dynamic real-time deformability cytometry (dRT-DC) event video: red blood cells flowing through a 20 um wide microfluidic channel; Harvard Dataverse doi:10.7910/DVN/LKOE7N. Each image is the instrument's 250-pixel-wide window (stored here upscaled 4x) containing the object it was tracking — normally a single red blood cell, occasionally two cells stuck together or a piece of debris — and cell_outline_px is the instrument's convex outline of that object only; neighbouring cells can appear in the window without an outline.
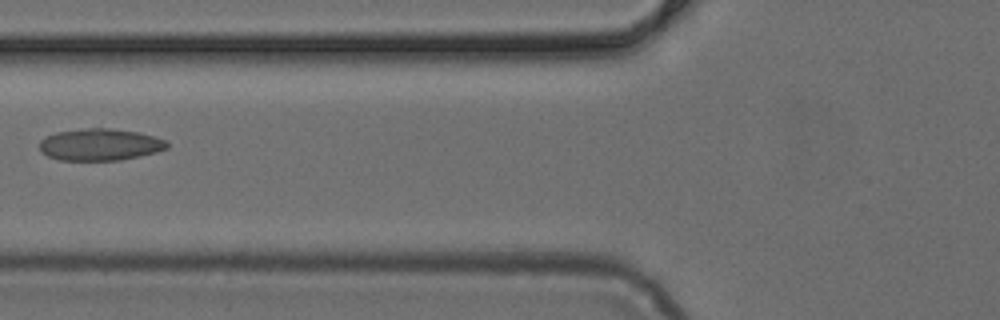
{"species": "common noctule bat (a hibernating species)", "species_latin": "Nyctalus noctula", "temperature_condition": "cold", "stored_images_in_passage": 6, "camera_frame_rate_fps": 3000, "um_per_image_px": 0.085, "animal": {"sex": "female", "body_mass_g": 24.6, "forearm_length_mm": 56.2}, "frame": {"image": 1, "passage_image": 5, "time_ms": 1.333, "image_size_px": [1000, 320], "cell_outline_px": [[168, 148], [156, 152], [140, 156], [120, 160], [60, 160], [48, 156], [40, 152], [40, 140], [56, 132], [88, 128], [112, 128], [140, 132], [164, 140], [168, 144]], "centroid_in_image_um": [8.5, 12.29], "position_along_channel_um": 117.3, "area_um2": 23.64}}
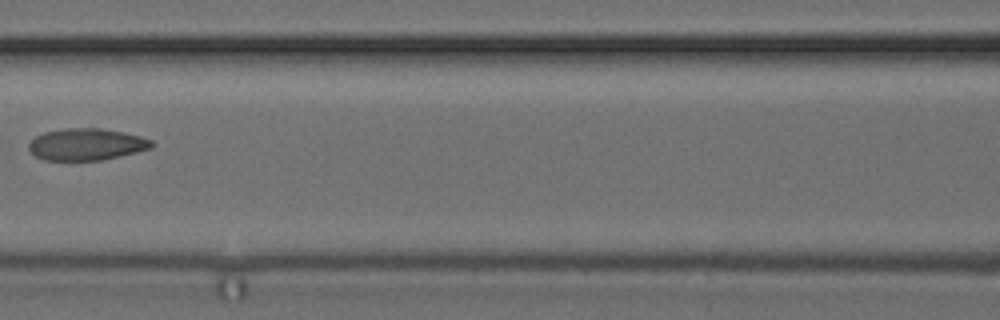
{"frame": {"image": 2, "passage_image": 6, "time_ms": 1.667, "image_size_px": [1000, 320], "cell_outline_px": [[156, 144], [152, 148], [136, 152], [100, 160], [44, 160], [36, 156], [28, 148], [28, 144], [36, 136], [44, 132], [64, 128], [100, 128], [124, 132], [140, 136], [152, 140]], "centroid_in_image_um": [7.37, 12.26], "position_along_channel_um": 159.2, "area_um2": 22.77}}